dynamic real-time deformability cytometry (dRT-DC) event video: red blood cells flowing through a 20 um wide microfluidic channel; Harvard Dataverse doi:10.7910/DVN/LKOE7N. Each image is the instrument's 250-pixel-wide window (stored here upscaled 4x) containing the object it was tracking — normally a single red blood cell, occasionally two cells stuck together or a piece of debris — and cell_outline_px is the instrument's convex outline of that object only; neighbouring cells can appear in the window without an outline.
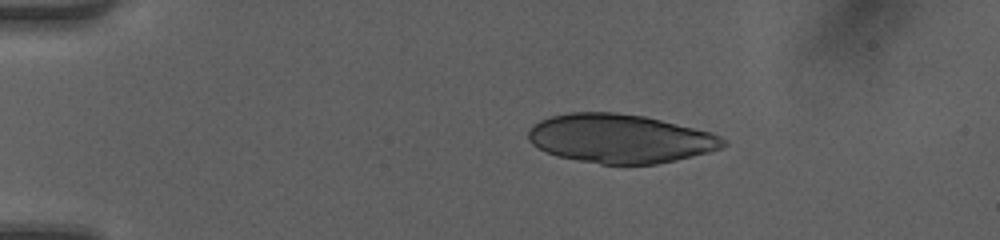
{"species": "human", "species_latin": "Homo sapiens", "temperature_condition": "room temperature", "stored_images_in_passage": 5, "camera_frame_rate_fps": 3000, "um_per_image_px": 0.085, "donor": {"sex": "female"}, "frame": {"image": 1, "passage_image": 1, "time_ms": 0.0, "image_size_px": [1000, 240], "cell_outline_px": [[728, 144], [724, 148], [676, 160], [656, 164], [600, 164], [576, 160], [556, 156], [532, 144], [528, 140], [528, 128], [532, 124], [540, 120], [552, 116], [572, 112], [616, 112], [644, 116], [712, 132], [728, 140]], "centroid_in_image_um": [52.72, 11.78], "position_along_channel_um": 32.3, "area_um2": 55.72}}